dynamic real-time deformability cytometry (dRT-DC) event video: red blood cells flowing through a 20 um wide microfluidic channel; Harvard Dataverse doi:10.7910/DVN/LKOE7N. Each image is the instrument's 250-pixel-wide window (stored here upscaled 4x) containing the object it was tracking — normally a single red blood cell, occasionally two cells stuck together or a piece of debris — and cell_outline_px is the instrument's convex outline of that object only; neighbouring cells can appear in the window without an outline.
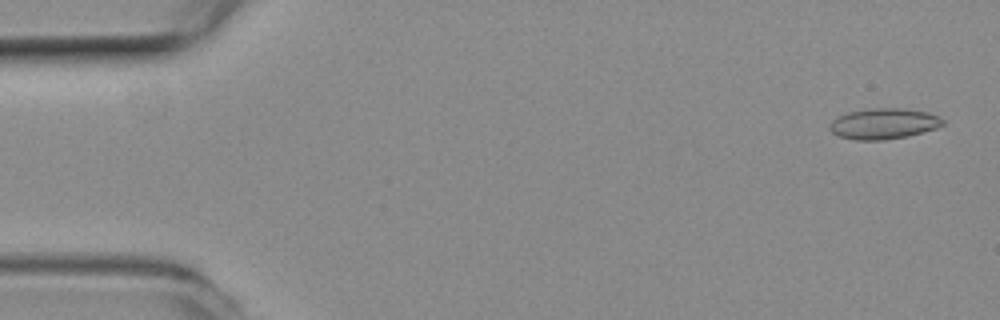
{"species": "common noctule bat (a hibernating species)", "species_latin": "Nyctalus noctula", "temperature_condition": "room temperature", "stored_images_in_passage": 56, "camera_frame_rate_fps": 3000, "um_per_image_px": 0.085, "animal": {"sex": "female", "body_mass_g": 19.3, "forearm_length_mm": 54.1}, "frame": {"image": 1, "passage_image": 2, "time_ms": 0.333, "image_size_px": [1000, 320], "cell_outline_px": [[944, 124], [936, 128], [908, 136], [880, 140], [856, 140], [840, 136], [832, 132], [828, 128], [828, 124], [832, 120], [848, 112], [872, 108], [904, 108], [928, 112], [944, 120]], "centroid_in_image_um": [75.1, 10.51], "position_along_channel_um": 9.9, "area_um2": 20.17}}
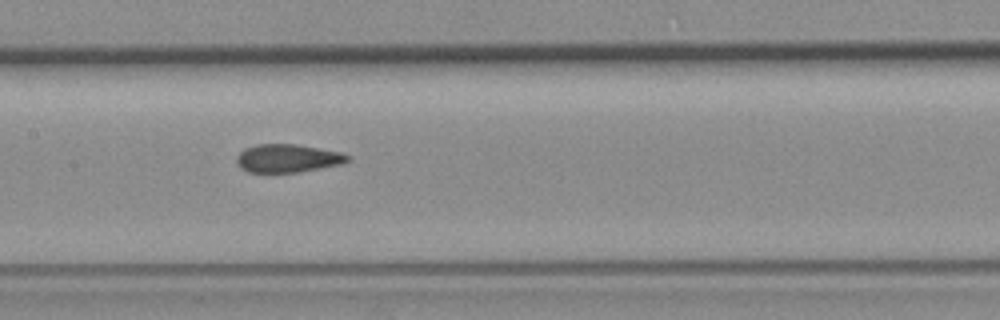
{"frame": {"image": 2, "passage_image": 27, "time_ms": 8.667, "image_size_px": [1000, 320], "cell_outline_px": [[352, 160], [340, 164], [320, 168], [296, 172], [248, 172], [240, 168], [236, 164], [236, 156], [244, 148], [256, 144], [296, 144], [340, 152], [348, 156]], "centroid_in_image_um": [24.4, 13.45], "position_along_channel_um": 183.0, "area_um2": 18.21}}
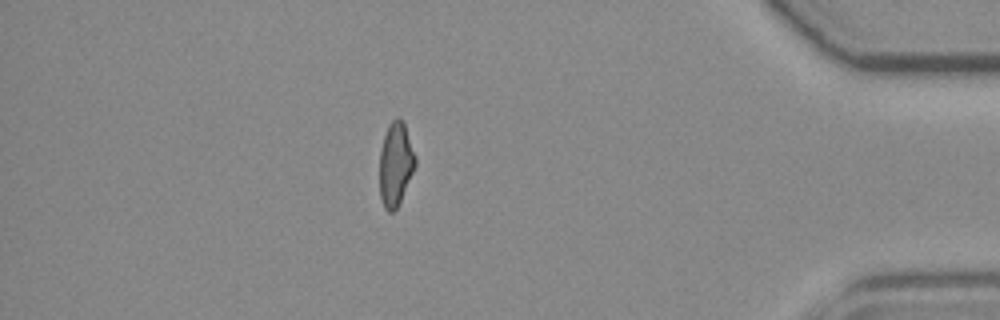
{"frame": {"image": 3, "passage_image": 49, "time_ms": 16.0, "image_size_px": [1000, 320], "cell_outline_px": [[416, 164], [400, 200], [396, 208], [392, 212], [388, 212], [384, 208], [380, 196], [380, 152], [384, 136], [388, 124], [396, 116], [400, 116], [404, 120], [416, 156]], "centroid_in_image_um": [33.63, 13.88], "position_along_channel_um": 401.6, "area_um2": 17.46}, "authors_computed_cell_mechanics": {"area_um2": 18.785, "velocity_mm_per_s": 3.6102, "shape_relaxation_time_tau1_ms": null, "shape_relaxation_time_tau2_ms": 1.4205, "deformation_change_tau1": null, "deformation_change_tau2": 0.1041}}